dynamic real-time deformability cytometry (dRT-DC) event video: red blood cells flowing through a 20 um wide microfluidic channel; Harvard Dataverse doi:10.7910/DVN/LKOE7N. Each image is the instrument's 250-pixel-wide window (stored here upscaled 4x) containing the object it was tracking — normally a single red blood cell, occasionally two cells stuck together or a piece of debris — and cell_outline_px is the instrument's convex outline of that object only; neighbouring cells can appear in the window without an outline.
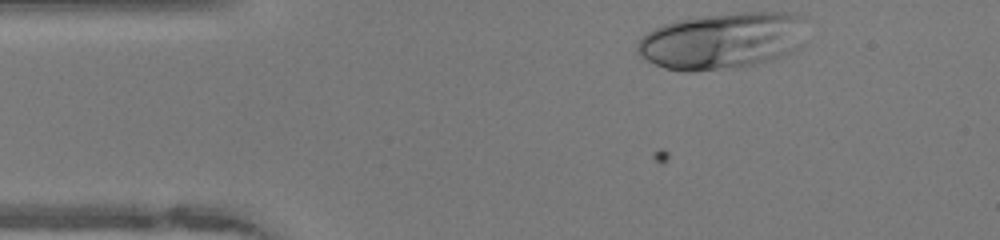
{"species": "human", "species_latin": "Homo sapiens", "temperature_condition": "warm", "stored_images_in_passage": 23, "camera_frame_rate_fps": 3000, "um_per_image_px": 0.085, "donor": {"sex": "female"}, "frame": {"image": 1, "passage_image": 1, "time_ms": 0.0, "image_size_px": [1000, 240], "cell_outline_px": [[804, 44], [800, 48], [792, 52], [780, 56], [740, 68], [692, 72], [684, 72], [664, 68], [640, 56], [636, 52], [636, 44], [648, 32], [664, 24], [676, 20], [700, 16], [740, 12], [792, 12], [804, 16]], "centroid_in_image_um": [61.43, 3.46], "position_along_channel_um": 23.6, "area_um2": 56.36}}
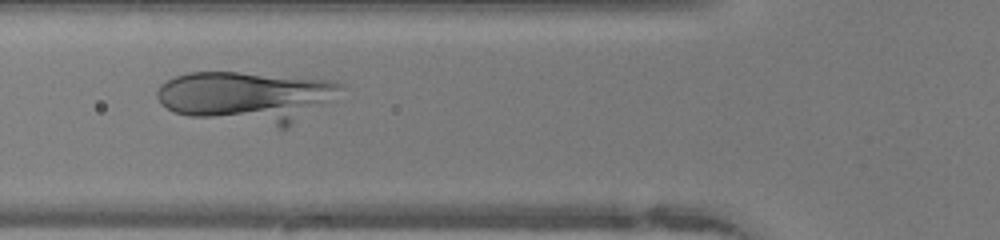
{"frame": {"image": 2, "passage_image": 11, "time_ms": 3.333, "image_size_px": [1000, 240], "cell_outline_px": [[344, 84], [340, 88], [288, 128], [280, 128], [188, 116], [172, 112], [160, 104], [156, 96], [156, 92], [160, 84], [176, 76], [188, 72], [236, 72], [336, 80]], "centroid_in_image_um": [20.83, 8.24], "position_along_channel_um": 105.0, "area_um2": 54.16}}
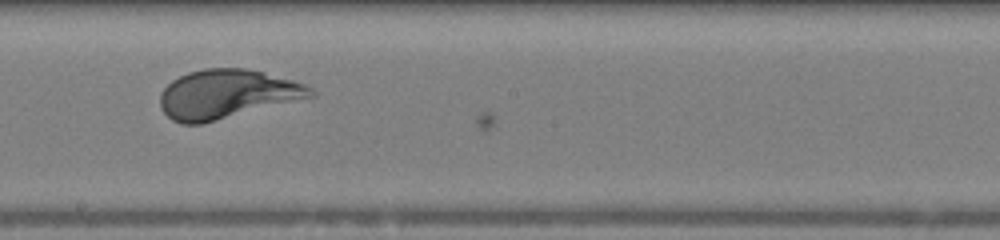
{"frame": {"image": 3, "passage_image": 20, "time_ms": 6.333, "image_size_px": [1000, 240], "cell_outline_px": [[316, 96], [200, 124], [180, 124], [172, 120], [160, 108], [160, 92], [172, 80], [188, 72], [204, 68], [244, 68], [264, 72], [292, 80], [304, 84], [312, 88], [316, 92]], "centroid_in_image_um": [19.28, 8.0], "position_along_channel_um": 228.9, "area_um2": 42.89}}